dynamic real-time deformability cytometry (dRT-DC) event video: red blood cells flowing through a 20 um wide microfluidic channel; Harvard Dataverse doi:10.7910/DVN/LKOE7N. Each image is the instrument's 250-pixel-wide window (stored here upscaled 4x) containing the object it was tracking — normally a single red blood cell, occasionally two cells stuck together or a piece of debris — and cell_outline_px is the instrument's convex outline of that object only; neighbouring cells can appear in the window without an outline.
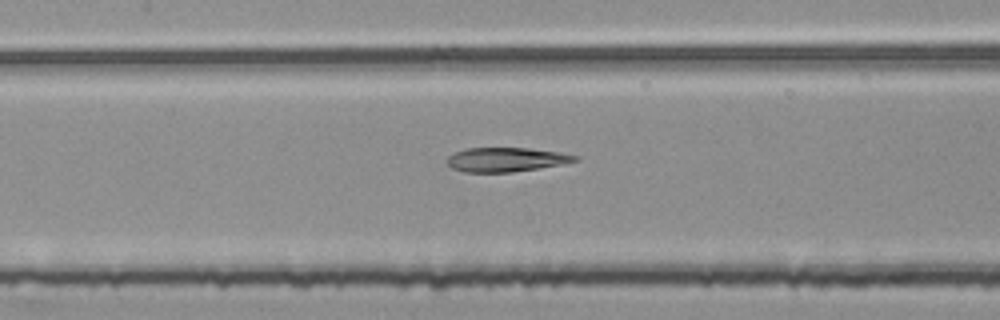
{"species": "common noctule bat (a hibernating species)", "species_latin": "Nyctalus noctula", "temperature_condition": "room temperature", "stored_images_in_passage": 55, "segment_of_instrument_passage": [2, 2], "camera_frame_rate_fps": 3000, "um_per_image_px": 0.085, "animal": {"sex": "female", "body_mass_g": 25.1}, "frame": {"image": 1, "passage_image": 26, "time_ms": 8.333, "image_size_px": [1000, 320], "cell_outline_px": [[580, 160], [564, 164], [512, 172], [464, 172], [452, 168], [448, 164], [448, 156], [452, 152], [464, 148], [528, 148], [560, 152], [580, 156]], "centroid_in_image_um": [43.04, 13.56], "position_along_channel_um": 164.4, "area_um2": 18.21}}
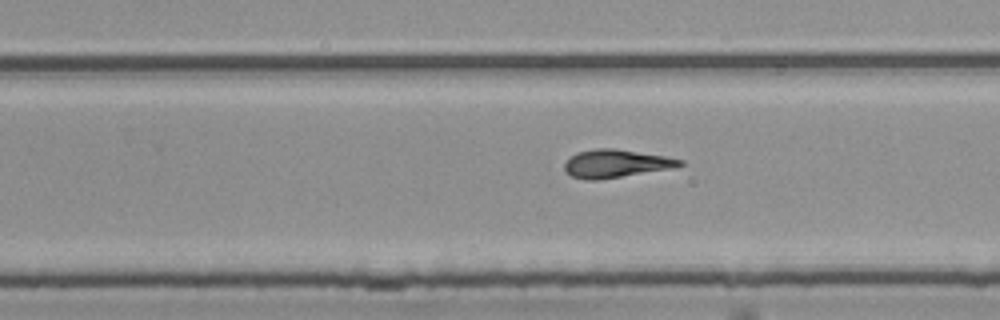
{"frame": {"image": 2, "passage_image": 35, "time_ms": 11.333, "image_size_px": [1000, 320], "cell_outline_px": [[684, 164], [676, 168], [596, 180], [588, 180], [572, 176], [564, 168], [564, 164], [576, 152], [596, 148], [612, 148], [664, 156], [684, 160]], "centroid_in_image_um": [52.39, 13.9], "position_along_channel_um": 277.4, "area_um2": 18.67}}
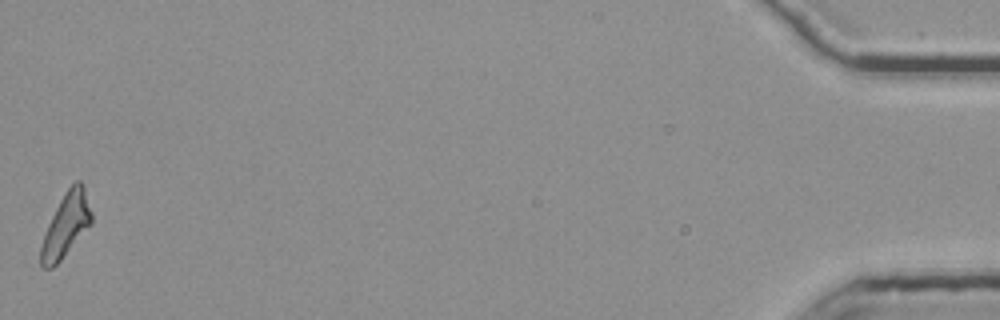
{"frame": {"image": 3, "passage_image": 55, "time_ms": 18.0, "image_size_px": [1000, 320], "cell_outline_px": [[92, 224], [60, 260], [52, 268], [40, 268], [40, 248], [44, 232], [64, 192], [76, 180], [80, 180], [84, 184], [92, 212]], "centroid_in_image_um": [5.61, 19.12], "position_along_channel_um": 429.6, "area_um2": 18.84}}